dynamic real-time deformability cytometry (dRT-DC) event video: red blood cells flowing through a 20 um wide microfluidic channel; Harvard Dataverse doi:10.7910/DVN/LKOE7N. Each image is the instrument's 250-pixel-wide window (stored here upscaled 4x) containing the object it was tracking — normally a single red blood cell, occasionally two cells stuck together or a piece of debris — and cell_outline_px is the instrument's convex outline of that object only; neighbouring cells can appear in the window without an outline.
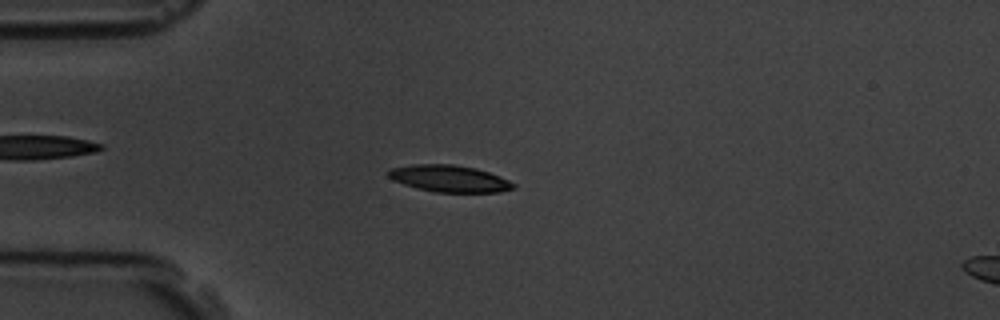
{"species": "common noctule bat (a hibernating species)", "species_latin": "Nyctalus noctula", "temperature_condition": "room temperature", "stored_images_in_passage": 6, "camera_frame_rate_fps": 3000, "um_per_image_px": 0.085, "animal": {"sex": "male", "body_mass_g": 19.5, "forearm_length_mm": 54.6}, "frame": {"image": 1, "passage_image": 4, "time_ms": 3.333, "image_size_px": [1000, 320], "cell_outline_px": [[516, 188], [500, 192], [432, 192], [416, 188], [392, 180], [388, 176], [388, 172], [392, 168], [412, 164], [452, 164], [476, 168], [500, 176], [516, 184]], "centroid_in_image_um": [38.21, 15.18], "position_along_channel_um": 46.8, "area_um2": 19.59}}
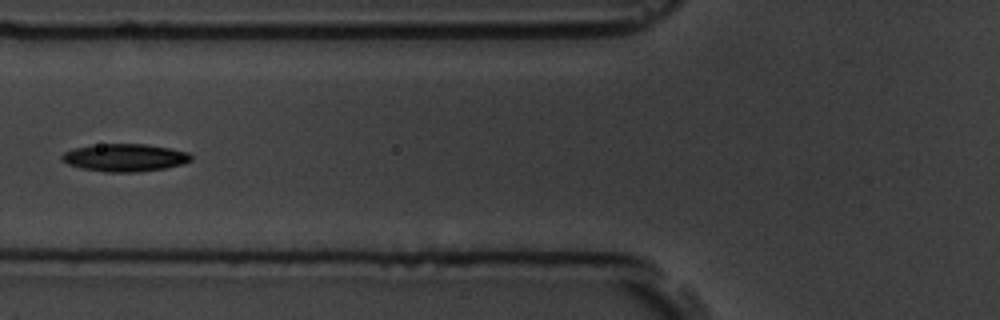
{"frame": {"image": 2, "passage_image": 6, "time_ms": 5.667, "image_size_px": [1000, 320], "cell_outline_px": [[192, 160], [184, 164], [164, 168], [136, 172], [104, 172], [80, 168], [68, 164], [60, 160], [60, 156], [64, 152], [72, 148], [92, 144], [144, 144], [168, 148], [188, 152], [192, 156]], "centroid_in_image_um": [10.56, 13.4], "position_along_channel_um": 115.2, "area_um2": 20.98}}